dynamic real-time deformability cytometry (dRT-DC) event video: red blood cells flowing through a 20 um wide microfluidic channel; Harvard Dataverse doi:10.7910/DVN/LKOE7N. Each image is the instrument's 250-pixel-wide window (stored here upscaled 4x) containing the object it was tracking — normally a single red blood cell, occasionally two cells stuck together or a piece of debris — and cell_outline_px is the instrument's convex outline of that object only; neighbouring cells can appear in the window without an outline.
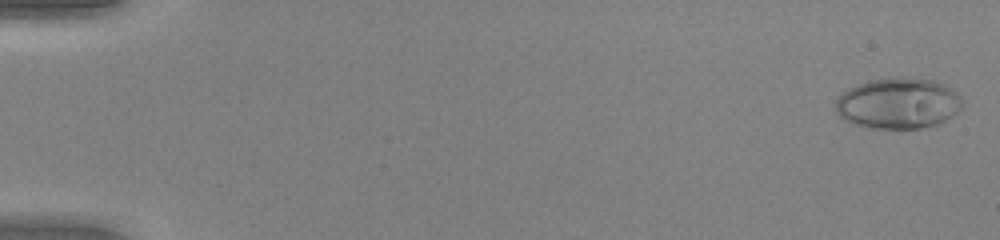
{"species": "human", "species_latin": "Homo sapiens", "temperature_condition": "warm", "stored_images_in_passage": 51, "camera_frame_rate_fps": 3000, "um_per_image_px": 0.085, "donor": {"sex": "female"}, "frame": {"image": 1, "passage_image": 1, "time_ms": 0.0, "image_size_px": [1000, 240], "cell_outline_px": [[964, 108], [952, 116], [936, 124], [920, 128], [868, 128], [852, 124], [844, 120], [836, 112], [836, 100], [844, 92], [868, 80], [932, 80], [956, 92], [964, 100]], "centroid_in_image_um": [76.36, 8.84], "position_along_channel_um": 8.6, "area_um2": 36.65}}
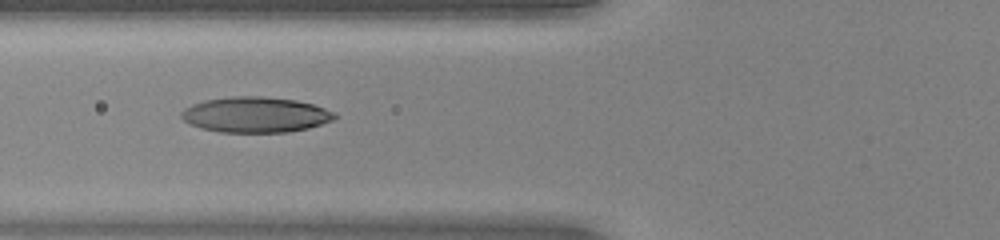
{"frame": {"image": 2, "passage_image": 21, "time_ms": 6.667, "image_size_px": [1000, 240], "cell_outline_px": [[340, 116], [332, 120], [308, 128], [288, 132], [220, 132], [200, 128], [184, 120], [180, 116], [180, 112], [184, 108], [192, 104], [204, 100], [232, 96], [260, 96], [296, 100], [312, 104], [336, 112]], "centroid_in_image_um": [21.72, 9.74], "position_along_channel_um": 104.1, "area_um2": 31.79}}
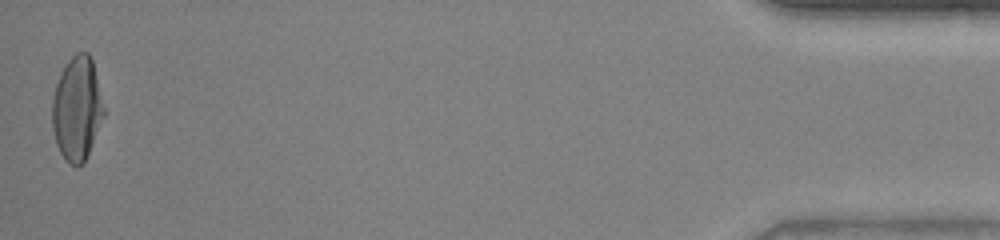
{"frame": {"image": 3, "passage_image": 51, "time_ms": 16.667, "image_size_px": [1000, 240], "cell_outline_px": [[104, 116], [88, 152], [84, 160], [76, 168], [68, 164], [64, 160], [56, 144], [52, 128], [52, 100], [56, 84], [68, 60], [76, 52], [88, 52], [92, 60], [104, 108]], "centroid_in_image_um": [6.52, 9.26], "position_along_channel_um": 428.7, "area_um2": 30.92}, "authors_computed_cell_mechanics": {"area_um2": 31.0964, "velocity_mm_per_s": 4.0903, "shape_relaxation_time_tau1_ms": 6.3414, "shape_relaxation_time_tau2_ms": null, "deformation_change_tau1": 0.2906, "deformation_change_tau2": null}}